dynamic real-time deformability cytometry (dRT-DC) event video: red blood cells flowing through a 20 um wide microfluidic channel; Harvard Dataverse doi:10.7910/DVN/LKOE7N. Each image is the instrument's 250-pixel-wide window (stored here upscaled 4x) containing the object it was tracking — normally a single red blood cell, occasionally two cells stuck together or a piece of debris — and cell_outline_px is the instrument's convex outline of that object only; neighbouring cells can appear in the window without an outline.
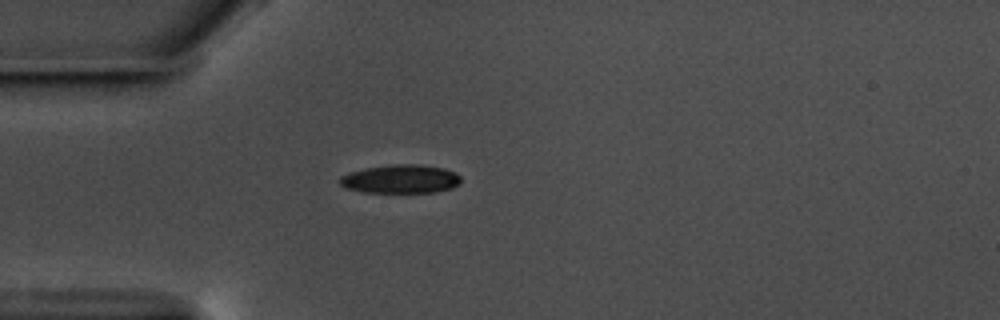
{"species": "common noctule bat (a hibernating species)", "species_latin": "Nyctalus noctula", "temperature_condition": "warm", "stored_images_in_passage": 42, "camera_frame_rate_fps": 3000, "um_per_image_px": 0.085, "animal": {"sex": "male", "body_mass_g": 17.5, "forearm_length_mm": 52.3}, "frame": {"image": 1, "passage_image": 1, "time_ms": 0.0, "image_size_px": [1000, 320], "cell_outline_px": [[460, 184], [452, 188], [432, 192], [364, 192], [344, 188], [340, 184], [340, 176], [364, 168], [392, 164], [420, 164], [444, 168], [456, 172], [460, 176]], "centroid_in_image_um": [34.07, 15.21], "position_along_channel_um": 50.9, "area_um2": 20.23}}
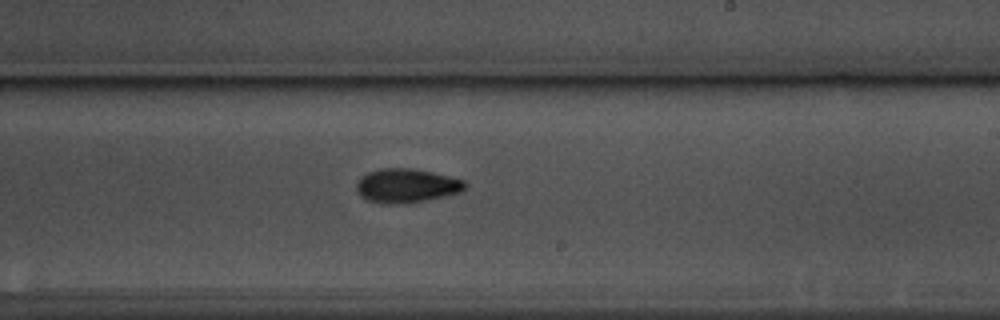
{"frame": {"image": 2, "passage_image": 19, "time_ms": 6.0, "image_size_px": [1000, 320], "cell_outline_px": [[468, 184], [460, 192], [444, 196], [404, 204], [380, 204], [368, 200], [360, 196], [356, 192], [356, 184], [368, 172], [380, 168], [412, 168], [432, 172], [464, 180]], "centroid_in_image_um": [34.53, 15.79], "position_along_channel_um": 254.5, "area_um2": 21.5}}
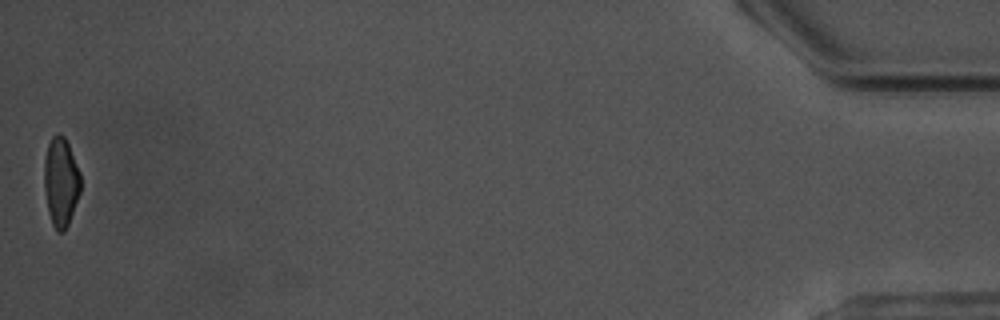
{"frame": {"image": 3, "passage_image": 42, "time_ms": 13.667, "image_size_px": [1000, 320], "cell_outline_px": [[80, 192], [68, 224], [64, 232], [56, 232], [52, 224], [48, 212], [44, 188], [44, 156], [48, 144], [52, 136], [56, 132], [64, 136], [68, 144], [80, 172]], "centroid_in_image_um": [5.15, 15.46], "position_along_channel_um": 430.0, "area_um2": 18.96}, "authors_computed_cell_mechanics": {"area_um2": 20.5768, "velocity_mm_per_s": 3.5705, "shape_relaxation_time_tau1_ms": 2.9799, "shape_relaxation_time_tau2_ms": 4.9911, "deformation_change_tau1": 0.1325, "deformation_change_tau2": 0.1024}}